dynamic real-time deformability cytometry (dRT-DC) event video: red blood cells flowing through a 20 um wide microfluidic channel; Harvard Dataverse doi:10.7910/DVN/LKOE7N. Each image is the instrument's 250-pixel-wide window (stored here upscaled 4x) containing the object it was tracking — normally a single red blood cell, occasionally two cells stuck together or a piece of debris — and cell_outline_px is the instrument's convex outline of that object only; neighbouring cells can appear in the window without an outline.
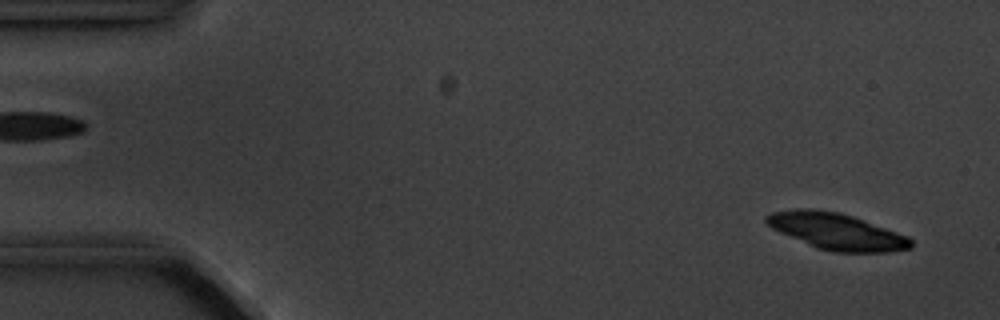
{"species": "common noctule bat (a hibernating species)", "species_latin": "Nyctalus noctula", "temperature_condition": "cold", "stored_images_in_passage": 7, "camera_frame_rate_fps": 3000, "um_per_image_px": 0.085, "animal": {"sex": "male", "body_mass_g": 20.1, "forearm_length_mm": 53.5}, "frame": {"image": 1, "passage_image": 1, "time_ms": 0.0, "image_size_px": [1000, 320], "cell_outline_px": [[912, 248], [888, 252], [836, 252], [816, 248], [780, 232], [772, 228], [764, 220], [764, 216], [772, 212], [796, 208], [812, 208], [840, 212], [864, 220], [908, 236], [912, 240]], "centroid_in_image_um": [71.09, 19.66], "position_along_channel_um": 13.9, "area_um2": 30.69}}
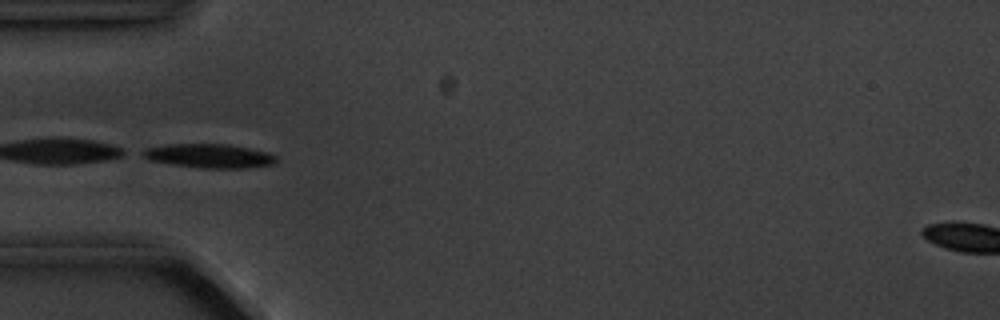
{"frame": {"image": 2, "passage_image": 5, "time_ms": 4.667, "image_size_px": [1000, 320], "cell_outline_px": [[276, 160], [272, 164], [248, 168], [200, 168], [172, 164], [148, 160], [140, 156], [136, 152], [144, 148], [168, 144], [228, 144], [268, 152], [276, 156]], "centroid_in_image_um": [17.68, 13.25], "position_along_channel_um": 67.3, "area_um2": 18.9}}